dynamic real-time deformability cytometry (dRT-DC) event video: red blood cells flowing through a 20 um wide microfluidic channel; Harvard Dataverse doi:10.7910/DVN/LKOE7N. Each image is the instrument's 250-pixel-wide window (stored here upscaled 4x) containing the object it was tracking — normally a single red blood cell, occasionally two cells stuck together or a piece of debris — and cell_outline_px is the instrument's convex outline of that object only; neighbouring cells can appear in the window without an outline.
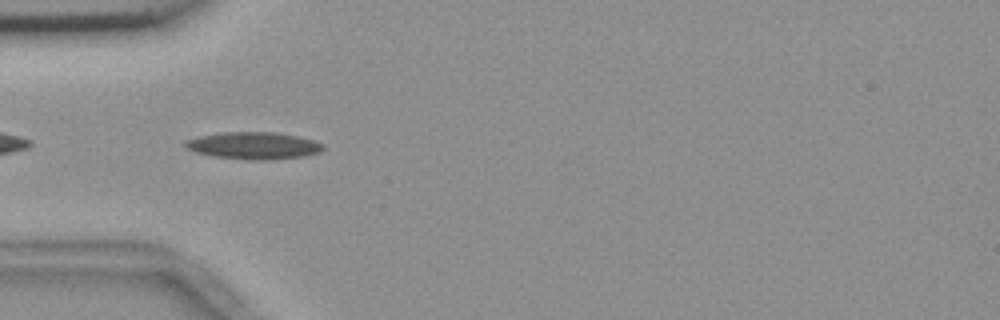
{"species": "common noctule bat (a hibernating species)", "species_latin": "Nyctalus noctula", "temperature_condition": "room temperature", "stored_images_in_passage": 36, "camera_frame_rate_fps": 3000, "um_per_image_px": 0.085, "animal": {"sex": "female", "body_mass_g": 18.4}, "frame": {"image": 1, "passage_image": 3, "time_ms": 0.667, "image_size_px": [1000, 320], "cell_outline_px": [[324, 148], [320, 152], [304, 156], [272, 160], [248, 160], [212, 156], [196, 152], [188, 148], [184, 144], [184, 140], [200, 136], [220, 132], [276, 132], [300, 136], [324, 144]], "centroid_in_image_um": [21.58, 12.37], "position_along_channel_um": 63.4, "area_um2": 21.96}}
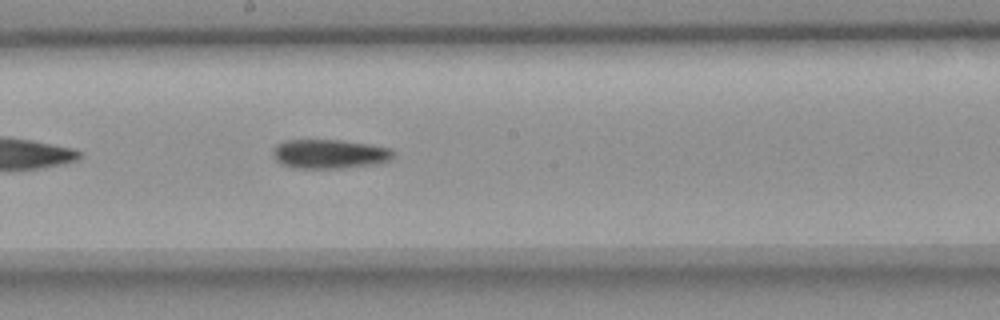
{"frame": {"image": 2, "passage_image": 16, "time_ms": 5.0, "image_size_px": [1000, 320], "cell_outline_px": [[392, 156], [388, 160], [380, 164], [340, 168], [296, 168], [280, 164], [272, 156], [272, 152], [276, 144], [284, 140], [340, 140], [368, 144], [388, 148], [392, 152]], "centroid_in_image_um": [27.94, 13.09], "position_along_channel_um": 220.3, "area_um2": 20.46}}
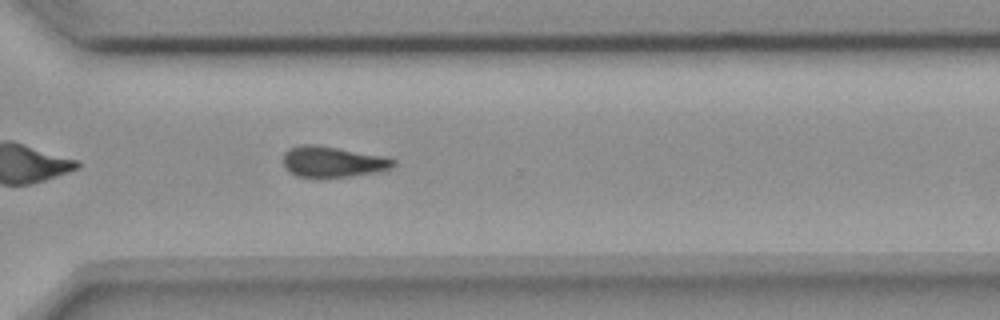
{"frame": {"image": 3, "passage_image": 26, "time_ms": 8.333, "image_size_px": [1000, 320], "cell_outline_px": [[396, 164], [392, 168], [380, 172], [324, 180], [296, 176], [288, 172], [284, 168], [284, 152], [288, 148], [304, 144], [316, 144], [380, 156], [396, 160]], "centroid_in_image_um": [28.23, 13.8], "position_along_channel_um": 342.4, "area_um2": 20.4}, "authors_computed_cell_mechanics": {"area_um2": 20.4323, "velocity_mm_per_s": 3.6554, "shape_relaxation_time_tau1_ms": 9.5168, "shape_relaxation_time_tau2_ms": null, "deformation_change_tau1": 0.1951, "deformation_change_tau2": null}}